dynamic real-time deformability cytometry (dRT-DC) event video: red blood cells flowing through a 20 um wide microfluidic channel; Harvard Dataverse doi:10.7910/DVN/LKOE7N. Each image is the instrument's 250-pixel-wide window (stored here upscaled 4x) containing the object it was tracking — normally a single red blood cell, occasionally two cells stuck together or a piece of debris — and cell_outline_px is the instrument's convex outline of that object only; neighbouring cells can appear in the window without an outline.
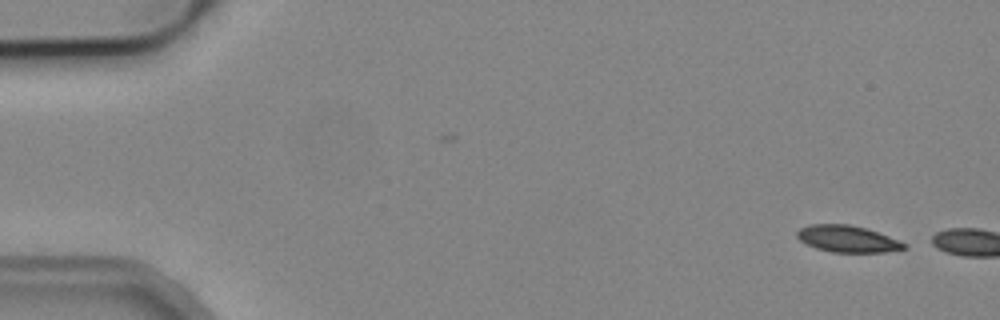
{"species": "common noctule bat (a hibernating species)", "species_latin": "Nyctalus noctula", "temperature_condition": "cold", "stored_images_in_passage": 2, "camera_frame_rate_fps": 3000, "um_per_image_px": 0.085, "animal": {"sex": "male", "body_mass_g": 19.2, "forearm_length_mm": 51.8}, "frame": {"image": 1, "passage_image": 1, "time_ms": 0.0, "image_size_px": [1000, 320], "cell_outline_px": [[908, 248], [884, 252], [832, 252], [816, 248], [800, 240], [796, 236], [796, 232], [800, 228], [808, 224], [848, 224], [864, 228], [888, 236], [908, 244]], "centroid_in_image_um": [72.03, 20.3], "position_along_channel_um": 13.0, "area_um2": 16.53}}